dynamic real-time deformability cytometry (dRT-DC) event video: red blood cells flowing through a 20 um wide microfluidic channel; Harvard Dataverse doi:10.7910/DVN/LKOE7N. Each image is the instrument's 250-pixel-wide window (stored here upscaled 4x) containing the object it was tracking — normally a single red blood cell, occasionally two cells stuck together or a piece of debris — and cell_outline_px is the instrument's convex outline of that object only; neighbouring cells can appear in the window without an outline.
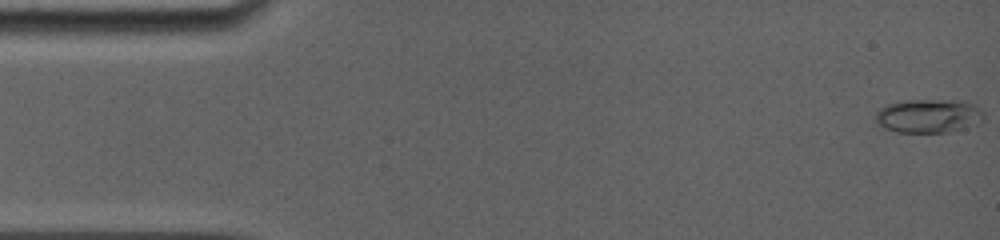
{"species": "common noctule bat (a hibernating species)", "species_latin": "Nyctalus noctula", "temperature_condition": "room temperature", "stored_images_in_passage": 82, "camera_frame_rate_fps": 5000, "um_per_image_px": 0.085, "animal": {"sex": "female", "body_mass_g": 19.0, "forearm_length_mm": 56.7}, "frame": {"image": 1, "passage_image": 1, "time_ms": 0.0, "image_size_px": [1000, 240], "cell_outline_px": [[984, 120], [976, 124], [964, 128], [948, 132], [896, 132], [884, 128], [876, 120], [876, 112], [880, 108], [888, 104], [904, 100], [960, 100], [976, 104], [984, 112]], "centroid_in_image_um": [78.97, 9.84], "position_along_channel_um": 6.0, "area_um2": 21.44}}
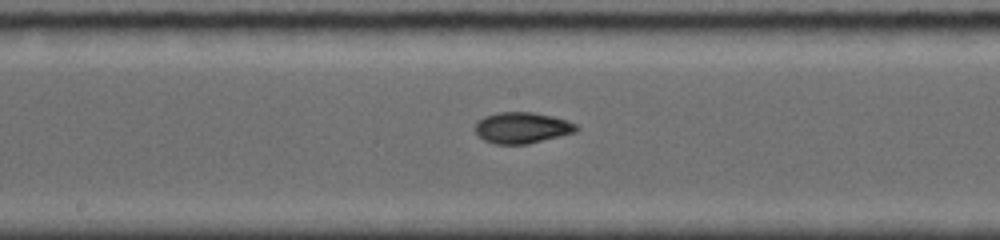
{"frame": {"image": 2, "passage_image": 43, "time_ms": 8.4, "image_size_px": [1000, 240], "cell_outline_px": [[580, 128], [576, 132], [528, 144], [496, 144], [484, 140], [476, 132], [476, 124], [484, 116], [500, 112], [532, 112], [552, 116], [568, 120], [576, 124]], "centroid_in_image_um": [44.42, 10.86], "position_along_channel_um": 203.8, "area_um2": 18.26}}
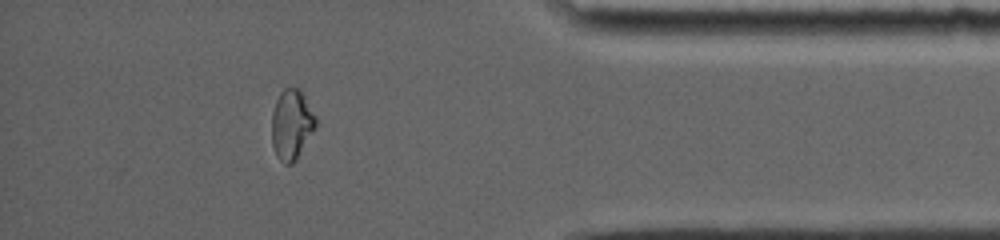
{"frame": {"image": 3, "passage_image": 72, "time_ms": 14.2, "image_size_px": [1000, 240], "cell_outline_px": [[316, 128], [292, 164], [284, 164], [280, 160], [272, 144], [272, 112], [276, 100], [280, 92], [284, 88], [300, 88], [316, 116]], "centroid_in_image_um": [24.79, 10.55], "position_along_channel_um": 410.4, "area_um2": 17.86}, "authors_computed_cell_mechanics": {"area_um2": 18.2359, "velocity_mm_per_s": 3.8744, "shape_relaxation_time_tau1_ms": 6.9125, "shape_relaxation_time_tau2_ms": 2.042, "deformation_change_tau1": 0.2117, "deformation_change_tau2": 0.0444}}